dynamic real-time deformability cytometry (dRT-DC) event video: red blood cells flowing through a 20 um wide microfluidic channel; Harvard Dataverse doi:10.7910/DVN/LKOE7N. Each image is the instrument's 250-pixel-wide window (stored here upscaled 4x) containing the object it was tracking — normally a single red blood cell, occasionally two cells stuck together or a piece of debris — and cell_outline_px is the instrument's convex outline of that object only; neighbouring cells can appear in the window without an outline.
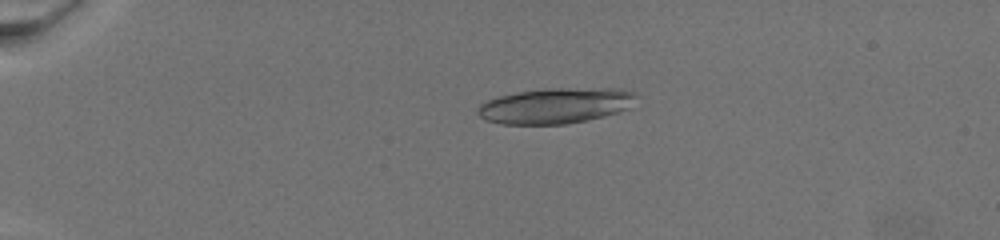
{"species": "common noctule bat (a hibernating species)", "species_latin": "Nyctalus noctula", "temperature_condition": "warm", "stored_images_in_passage": 55, "camera_frame_rate_fps": 3000, "um_per_image_px": 0.085, "animal": {"sex": "female", "body_mass_g": 19.5, "forearm_length_mm": 54.1}, "frame": {"image": 1, "passage_image": 2, "time_ms": 0.333, "image_size_px": [1000, 240], "cell_outline_px": [[636, 96], [628, 108], [616, 112], [588, 120], [564, 124], [500, 124], [484, 120], [476, 112], [476, 108], [480, 104], [488, 100], [500, 96], [520, 92], [548, 88], [620, 88], [636, 92]], "centroid_in_image_um": [47.19, 8.98], "position_along_channel_um": 37.8, "area_um2": 32.77}}